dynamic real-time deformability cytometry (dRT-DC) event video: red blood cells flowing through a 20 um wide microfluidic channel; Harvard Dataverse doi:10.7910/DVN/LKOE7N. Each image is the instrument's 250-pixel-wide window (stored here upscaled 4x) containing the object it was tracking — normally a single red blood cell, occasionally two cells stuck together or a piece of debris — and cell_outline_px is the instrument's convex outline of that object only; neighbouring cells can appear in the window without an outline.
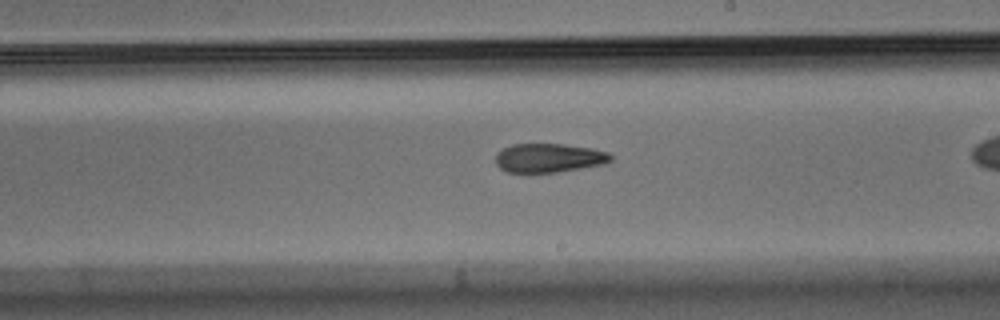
{"species": "Egyptian fruit bat (a non-hibernating species)", "species_latin": "Rousettus aegyptiacus", "temperature_condition": "warm", "stored_images_in_passage": 27, "camera_frame_rate_fps": 3000, "um_per_image_px": 0.085, "animal": {"sex": "male"}, "frame": {"image": 1, "passage_image": 16, "time_ms": 5.0, "image_size_px": [1000, 320], "cell_outline_px": [[612, 160], [604, 164], [556, 172], [508, 172], [500, 168], [496, 164], [496, 152], [512, 144], [564, 144], [592, 148], [608, 152], [612, 156]], "centroid_in_image_um": [46.66, 13.41], "position_along_channel_um": 242.3, "area_um2": 19.36}}